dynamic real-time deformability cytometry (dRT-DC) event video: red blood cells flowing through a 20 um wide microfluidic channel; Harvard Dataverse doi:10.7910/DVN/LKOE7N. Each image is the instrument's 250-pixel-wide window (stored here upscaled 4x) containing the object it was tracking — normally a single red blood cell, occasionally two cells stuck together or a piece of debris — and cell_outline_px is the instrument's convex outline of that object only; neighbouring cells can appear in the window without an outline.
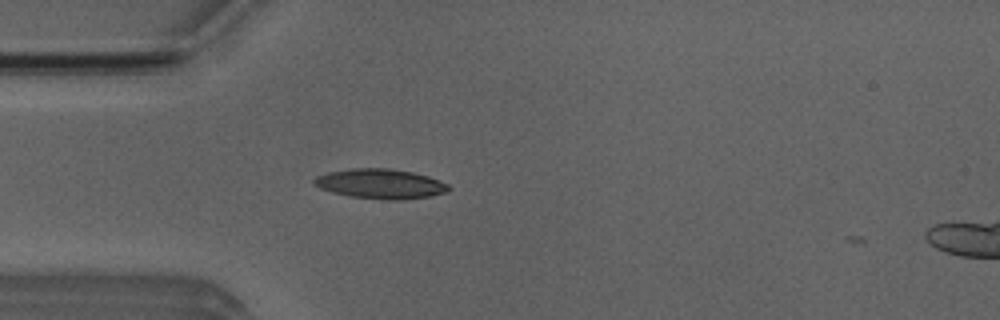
{"species": "Egyptian fruit bat (a non-hibernating species)", "species_latin": "Rousettus aegyptiacus", "temperature_condition": "room temperature", "stored_images_in_passage": 4, "camera_frame_rate_fps": 3000, "um_per_image_px": 0.085, "animal": {"sex": "male"}, "frame": {"image": 1, "passage_image": 3, "time_ms": 0.667, "image_size_px": [1000, 320], "cell_outline_px": [[452, 188], [444, 192], [428, 196], [404, 200], [384, 200], [352, 196], [332, 192], [320, 188], [312, 184], [312, 180], [316, 176], [328, 172], [352, 168], [388, 168], [412, 172], [428, 176], [440, 180], [448, 184]], "centroid_in_image_um": [32.32, 15.62], "position_along_channel_um": 52.7, "area_um2": 23.35}}